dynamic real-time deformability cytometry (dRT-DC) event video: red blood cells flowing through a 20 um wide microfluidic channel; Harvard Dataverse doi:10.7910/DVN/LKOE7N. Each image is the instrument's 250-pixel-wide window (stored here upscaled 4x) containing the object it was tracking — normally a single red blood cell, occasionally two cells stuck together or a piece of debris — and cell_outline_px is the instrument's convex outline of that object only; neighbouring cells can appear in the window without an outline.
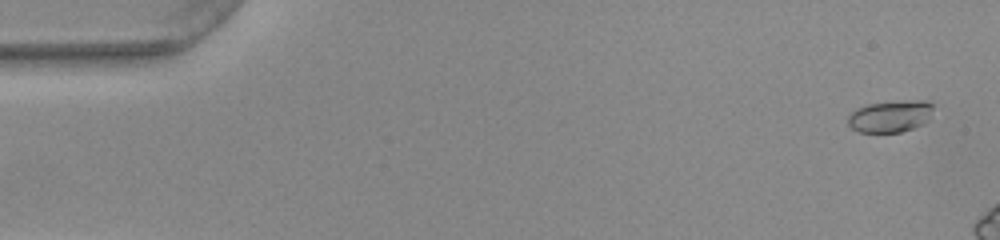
{"species": "common noctule bat (a hibernating species)", "species_latin": "Nyctalus noctula", "temperature_condition": "warm", "stored_images_in_passage": 15, "camera_frame_rate_fps": 3000, "um_per_image_px": 0.085, "animal": {"sex": "female", "body_mass_g": 22.0, "forearm_length_mm": 56.7}, "frame": {"image": 1, "passage_image": 3, "time_ms": 0.667, "image_size_px": [1000, 240], "cell_outline_px": [[932, 108], [928, 120], [912, 128], [900, 132], [860, 132], [852, 128], [848, 124], [848, 116], [856, 108], [868, 104], [904, 100], [928, 100], [932, 104]], "centroid_in_image_um": [75.66, 9.87], "position_along_channel_um": 9.3, "area_um2": 15.72}}